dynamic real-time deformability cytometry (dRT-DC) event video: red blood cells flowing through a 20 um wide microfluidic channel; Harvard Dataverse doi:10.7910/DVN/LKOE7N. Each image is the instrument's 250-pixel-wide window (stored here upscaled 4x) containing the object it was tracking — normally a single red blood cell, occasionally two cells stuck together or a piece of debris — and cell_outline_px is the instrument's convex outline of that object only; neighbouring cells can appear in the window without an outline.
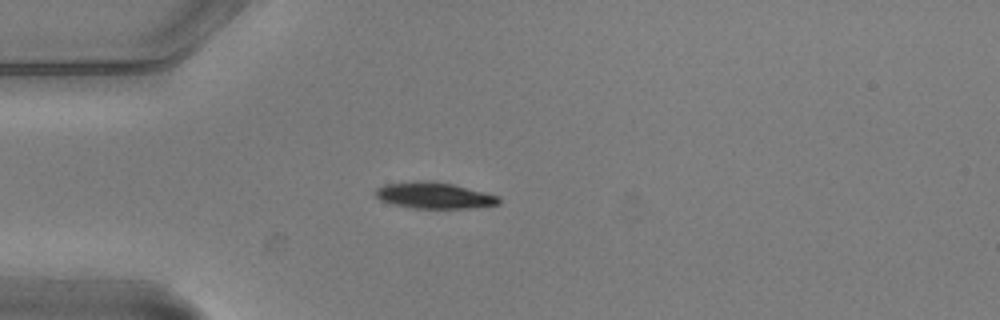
{"species": "common noctule bat (a hibernating species)", "species_latin": "Nyctalus noctula", "temperature_condition": "warm", "stored_images_in_passage": 2, "camera_frame_rate_fps": 3000, "um_per_image_px": 0.085, "animal": {"sex": "male", "body_mass_g": 20.5, "forearm_length_mm": 52.5}, "frame": {"image": 1, "passage_image": 1, "time_ms": 0.0, "image_size_px": [1000, 320], "cell_outline_px": [[500, 204], [468, 208], [412, 208], [392, 204], [380, 200], [372, 192], [376, 188], [384, 184], [412, 180], [436, 180], [500, 196]], "centroid_in_image_um": [36.84, 16.59], "position_along_channel_um": 48.2, "area_um2": 19.19}}